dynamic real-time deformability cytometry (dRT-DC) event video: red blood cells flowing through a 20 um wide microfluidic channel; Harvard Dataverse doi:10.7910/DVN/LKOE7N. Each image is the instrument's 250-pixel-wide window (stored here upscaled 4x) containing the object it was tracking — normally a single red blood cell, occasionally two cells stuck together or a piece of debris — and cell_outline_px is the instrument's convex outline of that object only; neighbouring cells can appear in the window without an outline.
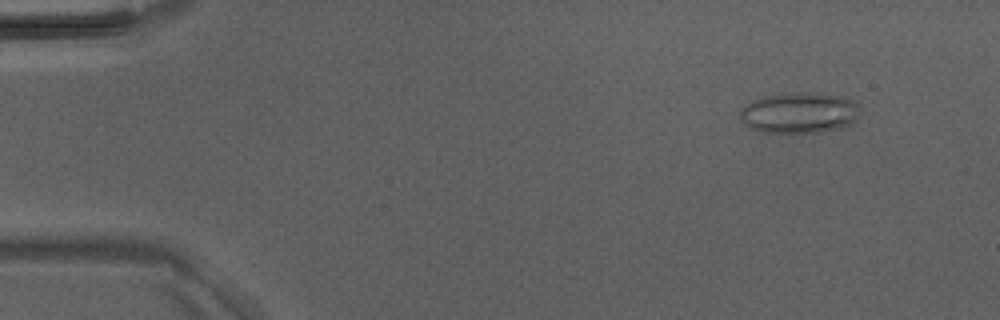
{"species": "Egyptian fruit bat (a non-hibernating species)", "species_latin": "Rousettus aegyptiacus", "temperature_condition": "room temperature", "stored_images_in_passage": 44, "camera_frame_rate_fps": 3000, "um_per_image_px": 0.085, "animal": {"sex": "male"}, "frame": {"image": 1, "passage_image": 3, "time_ms": 0.667, "image_size_px": [1000, 320], "cell_outline_px": [[860, 116], [852, 124], [844, 128], [820, 132], [760, 132], [752, 128], [740, 116], [740, 112], [752, 100], [764, 96], [792, 92], [812, 92], [848, 96], [860, 104]], "centroid_in_image_um": [68.08, 9.57], "position_along_channel_um": 16.9, "area_um2": 28.96}}
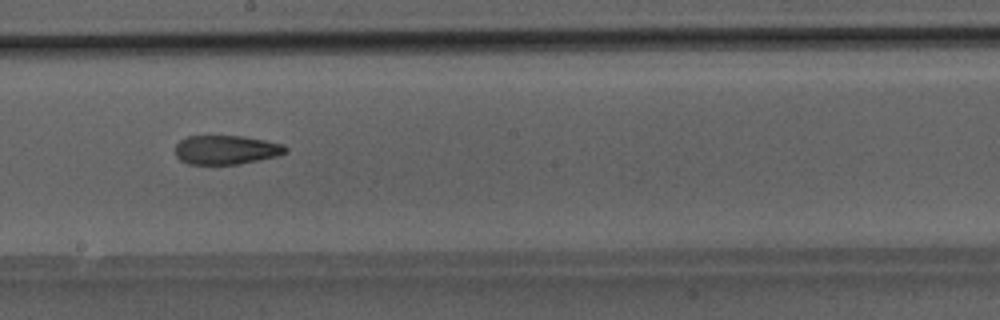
{"frame": {"image": 2, "passage_image": 24, "time_ms": 7.667, "image_size_px": [1000, 320], "cell_outline_px": [[288, 152], [276, 156], [240, 164], [188, 164], [180, 160], [176, 156], [176, 144], [180, 140], [188, 136], [244, 136], [284, 144], [288, 148]], "centroid_in_image_um": [19.23, 12.73], "position_along_channel_um": 229.0, "area_um2": 18.73}}
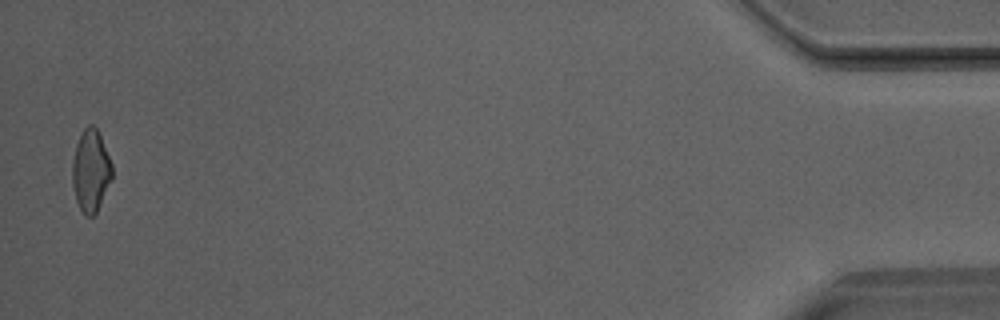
{"frame": {"image": 3, "passage_image": 43, "time_ms": 14.0, "image_size_px": [1000, 320], "cell_outline_px": [[112, 180], [96, 212], [92, 216], [84, 216], [76, 200], [72, 184], [72, 160], [76, 144], [80, 132], [88, 124], [92, 124], [96, 128], [100, 136], [112, 164]], "centroid_in_image_um": [7.7, 14.5], "position_along_channel_um": 427.5, "area_um2": 19.07}}